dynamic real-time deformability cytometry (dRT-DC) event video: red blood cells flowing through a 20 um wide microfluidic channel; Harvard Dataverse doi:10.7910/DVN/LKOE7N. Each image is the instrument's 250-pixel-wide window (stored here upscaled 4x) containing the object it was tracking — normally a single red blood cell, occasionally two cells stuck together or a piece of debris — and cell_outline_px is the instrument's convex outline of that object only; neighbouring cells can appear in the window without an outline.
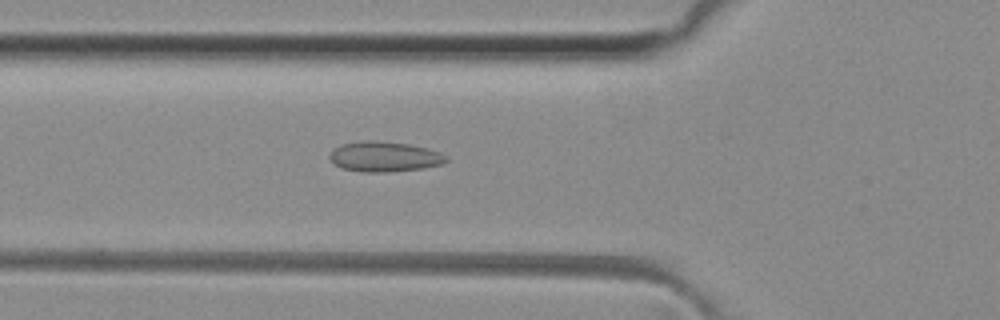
{"species": "common noctule bat (a hibernating species)", "species_latin": "Nyctalus noctula", "temperature_condition": "room temperature", "stored_images_in_passage": 31, "camera_frame_rate_fps": 3000, "um_per_image_px": 0.085, "animal": {"sex": "female", "body_mass_g": 29.2, "forearm_length_mm": 56.3}, "frame": {"image": 1, "passage_image": 8, "time_ms": 2.333, "image_size_px": [1000, 320], "cell_outline_px": [[448, 160], [440, 164], [424, 168], [388, 172], [364, 172], [340, 168], [328, 156], [336, 148], [344, 144], [364, 140], [372, 140], [408, 144], [428, 148], [440, 152]], "centroid_in_image_um": [32.68, 13.32], "position_along_channel_um": 93.1, "area_um2": 20.23}}
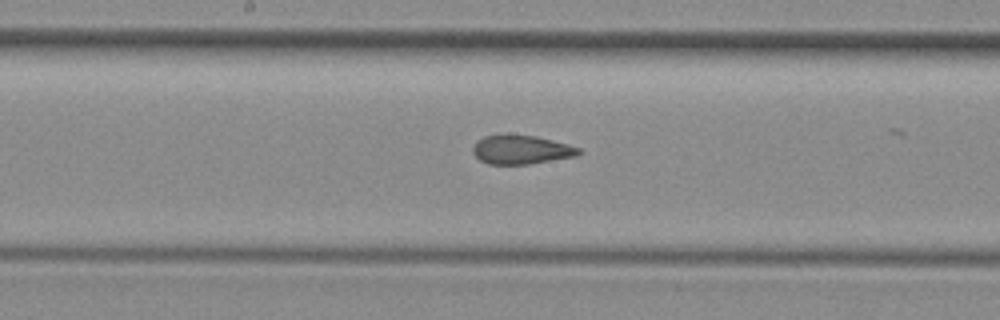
{"frame": {"image": 2, "passage_image": 16, "time_ms": 5.0, "image_size_px": [1000, 320], "cell_outline_px": [[584, 152], [576, 156], [528, 164], [488, 164], [480, 160], [472, 152], [472, 148], [476, 140], [484, 136], [536, 136], [568, 144], [580, 148]], "centroid_in_image_um": [44.32, 12.74], "position_along_channel_um": 203.9, "area_um2": 17.57}}
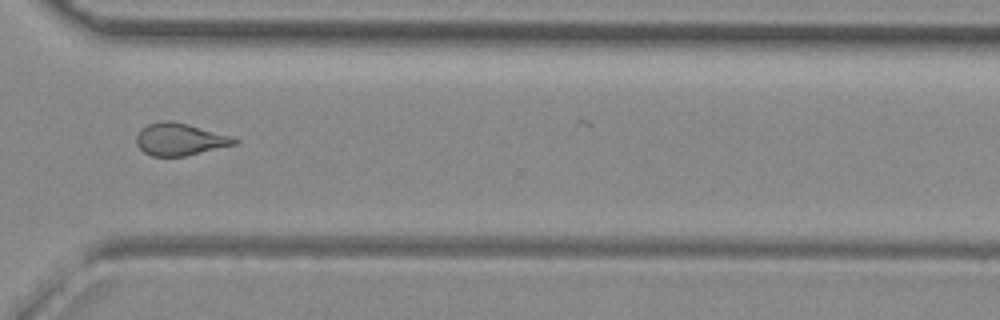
{"frame": {"image": 3, "passage_image": 27, "time_ms": 8.667, "image_size_px": [1000, 320], "cell_outline_px": [[240, 140], [236, 144], [184, 156], [152, 156], [144, 152], [136, 144], [136, 136], [140, 128], [148, 124], [164, 120], [172, 120], [188, 124], [228, 136]], "centroid_in_image_um": [15.23, 11.84], "position_along_channel_um": 355.4, "area_um2": 18.21}, "authors_computed_cell_mechanics": {"area_um2": 18.2648, "velocity_mm_per_s": 4.1358, "shape_relaxation_time_tau1_ms": null, "shape_relaxation_time_tau2_ms": 1.4276, "deformation_change_tau1": null, "deformation_change_tau2": 0.0781}}